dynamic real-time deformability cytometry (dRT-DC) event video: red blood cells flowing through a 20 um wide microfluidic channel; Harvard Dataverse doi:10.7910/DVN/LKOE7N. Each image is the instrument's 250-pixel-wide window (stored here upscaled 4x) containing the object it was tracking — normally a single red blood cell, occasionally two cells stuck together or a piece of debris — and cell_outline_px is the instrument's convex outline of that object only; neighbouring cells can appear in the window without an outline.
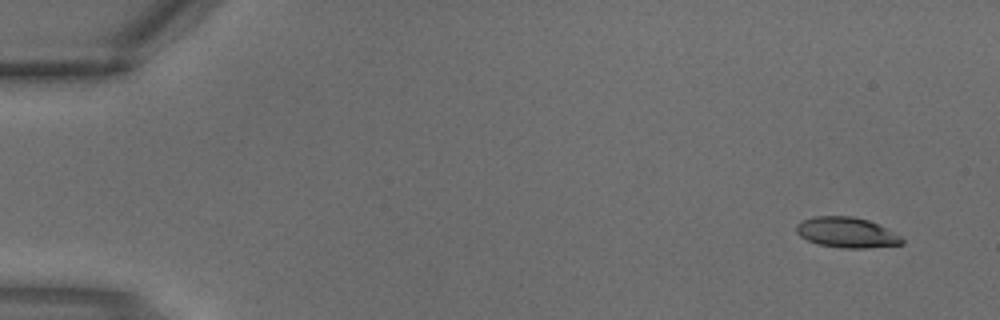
{"species": "common noctule bat (a hibernating species)", "species_latin": "Nyctalus noctula", "temperature_condition": "warm", "stored_images_in_passage": 3, "camera_frame_rate_fps": 3000, "um_per_image_px": 0.085, "animal": {"sex": "male", "body_mass_g": 18.8}, "frame": {"image": 1, "passage_image": 1, "time_ms": 0.0, "image_size_px": [1000, 320], "cell_outline_px": [[904, 244], [864, 248], [840, 248], [820, 244], [808, 240], [800, 236], [796, 232], [796, 224], [804, 220], [816, 216], [852, 216], [868, 220], [900, 236], [904, 240]], "centroid_in_image_um": [71.95, 19.76], "position_along_channel_um": 13.1, "area_um2": 18.44}}
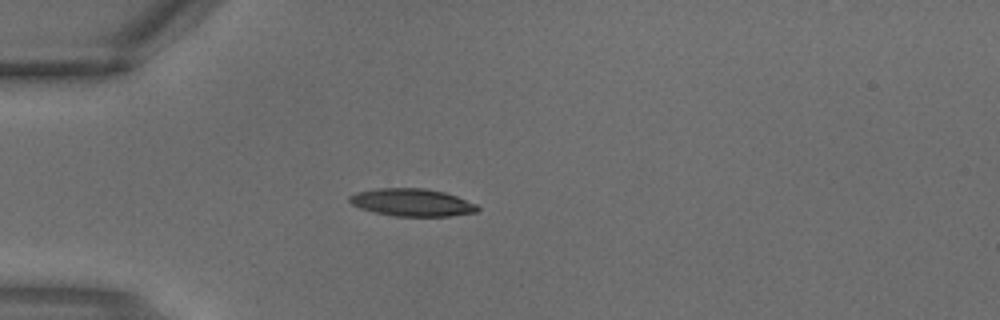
{"frame": {"image": 2, "passage_image": 3, "time_ms": 0.667, "image_size_px": [1000, 320], "cell_outline_px": [[480, 208], [476, 212], [448, 216], [396, 216], [376, 212], [360, 208], [352, 204], [348, 200], [348, 196], [356, 192], [380, 188], [424, 188], [444, 192], [456, 196], [476, 204]], "centroid_in_image_um": [35.01, 17.2], "position_along_channel_um": 50.0, "area_um2": 20.4}}